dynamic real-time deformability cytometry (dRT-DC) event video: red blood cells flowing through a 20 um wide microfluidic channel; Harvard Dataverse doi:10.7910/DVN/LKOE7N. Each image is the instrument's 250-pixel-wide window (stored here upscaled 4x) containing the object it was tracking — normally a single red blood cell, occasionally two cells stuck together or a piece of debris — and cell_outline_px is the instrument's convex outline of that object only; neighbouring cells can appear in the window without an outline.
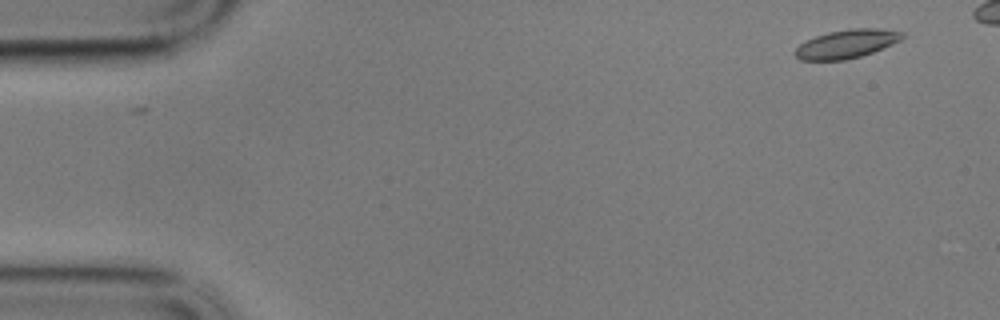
{"species": "common noctule bat (a hibernating species)", "species_latin": "Nyctalus noctula", "temperature_condition": "cold", "stored_images_in_passage": 9, "camera_frame_rate_fps": 3000, "um_per_image_px": 0.085, "animal": {"sex": "male", "body_mass_g": 17.9}, "frame": {"image": 1, "passage_image": 1, "time_ms": 0.0, "image_size_px": [1000, 320], "cell_outline_px": [[908, 36], [892, 44], [872, 52], [860, 56], [844, 60], [800, 60], [792, 52], [800, 44], [816, 36], [828, 32], [852, 28], [880, 28], [904, 32]], "centroid_in_image_um": [71.99, 3.72], "position_along_channel_um": 13.0, "area_um2": 17.86}}